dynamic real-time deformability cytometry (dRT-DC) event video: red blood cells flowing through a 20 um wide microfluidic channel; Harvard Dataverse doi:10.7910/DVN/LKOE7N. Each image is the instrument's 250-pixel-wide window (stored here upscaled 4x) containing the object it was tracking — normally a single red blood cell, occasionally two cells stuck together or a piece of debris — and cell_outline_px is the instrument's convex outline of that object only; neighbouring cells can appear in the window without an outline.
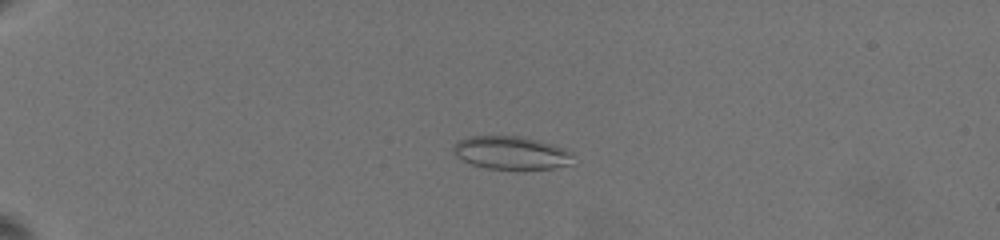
{"species": "common noctule bat (a hibernating species)", "species_latin": "Nyctalus noctula", "temperature_condition": "warm", "stored_images_in_passage": 56, "camera_frame_rate_fps": 3000, "um_per_image_px": 0.085, "animal": {"sex": "female", "body_mass_g": 19.5, "forearm_length_mm": 54.1}, "frame": {"image": 1, "passage_image": 4, "time_ms": 1.667, "image_size_px": [1000, 240], "cell_outline_px": [[572, 164], [552, 168], [516, 172], [488, 168], [472, 164], [460, 160], [452, 152], [452, 148], [456, 140], [468, 136], [520, 136], [552, 144], [564, 148], [572, 152]], "centroid_in_image_um": [43.42, 13.02], "position_along_channel_um": 41.6, "area_um2": 23.93}}
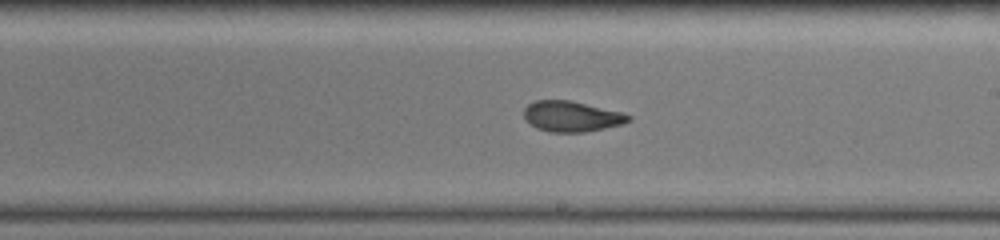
{"frame": {"image": 2, "passage_image": 39, "time_ms": 9.333, "image_size_px": [1000, 240], "cell_outline_px": [[632, 120], [624, 124], [584, 132], [548, 132], [536, 128], [524, 116], [524, 108], [528, 104], [536, 100], [568, 100], [624, 112], [632, 116]], "centroid_in_image_um": [48.63, 9.89], "position_along_channel_um": 240.4, "area_um2": 18.67}}
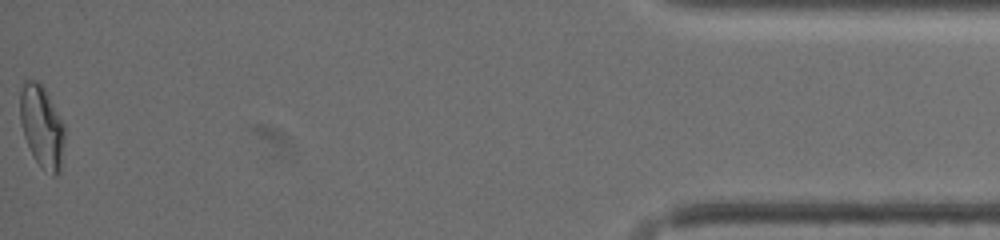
{"frame": {"image": 3, "passage_image": 56, "time_ms": 17.0, "image_size_px": [1000, 240], "cell_outline_px": [[64, 140], [60, 172], [56, 176], [52, 176], [32, 156], [24, 136], [20, 120], [20, 92], [24, 80], [36, 80], [48, 92], [64, 124]], "centroid_in_image_um": [3.56, 10.73], "position_along_channel_um": 431.6, "area_um2": 21.39}, "authors_computed_cell_mechanics": {"area_um2": 19.8543, "velocity_mm_per_s": 3.4786, "shape_relaxation_time_tau1_ms": null, "shape_relaxation_time_tau2_ms": 1.7968, "deformation_change_tau1": null, "deformation_change_tau2": 0.0745}}